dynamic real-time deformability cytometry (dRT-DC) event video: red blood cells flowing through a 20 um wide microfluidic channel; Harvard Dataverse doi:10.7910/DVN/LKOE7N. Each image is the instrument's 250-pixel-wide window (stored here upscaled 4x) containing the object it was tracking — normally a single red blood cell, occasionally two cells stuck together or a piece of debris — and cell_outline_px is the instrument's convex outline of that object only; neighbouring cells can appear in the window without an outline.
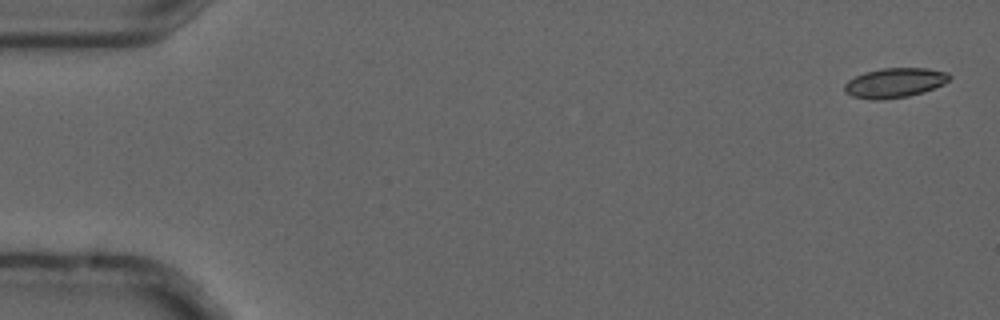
{"species": "common noctule bat (a hibernating species)", "species_latin": "Nyctalus noctula", "temperature_condition": "cold", "stored_images_in_passage": 6, "camera_frame_rate_fps": 3000, "um_per_image_px": 0.085, "animal": {"sex": "male", "forearm_length_mm": 52.5}, "frame": {"image": 1, "passage_image": 1, "time_ms": 0.0, "image_size_px": [1000, 320], "cell_outline_px": [[952, 76], [944, 84], [924, 92], [908, 96], [880, 100], [872, 100], [852, 96], [844, 92], [844, 84], [848, 80], [864, 72], [884, 68], [928, 68], [948, 72]], "centroid_in_image_um": [76.05, 7.04], "position_along_channel_um": 8.9, "area_um2": 18.26}}
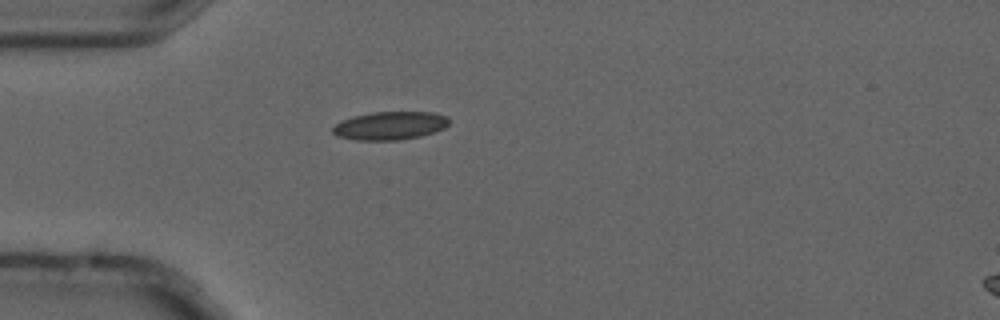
{"frame": {"image": 2, "passage_image": 5, "time_ms": 1.333, "image_size_px": [1000, 320], "cell_outline_px": [[448, 124], [444, 128], [420, 136], [400, 140], [356, 140], [336, 136], [332, 132], [332, 128], [336, 124], [352, 116], [372, 112], [432, 112], [448, 116]], "centroid_in_image_um": [33.13, 10.68], "position_along_channel_um": 51.9, "area_um2": 19.07}}